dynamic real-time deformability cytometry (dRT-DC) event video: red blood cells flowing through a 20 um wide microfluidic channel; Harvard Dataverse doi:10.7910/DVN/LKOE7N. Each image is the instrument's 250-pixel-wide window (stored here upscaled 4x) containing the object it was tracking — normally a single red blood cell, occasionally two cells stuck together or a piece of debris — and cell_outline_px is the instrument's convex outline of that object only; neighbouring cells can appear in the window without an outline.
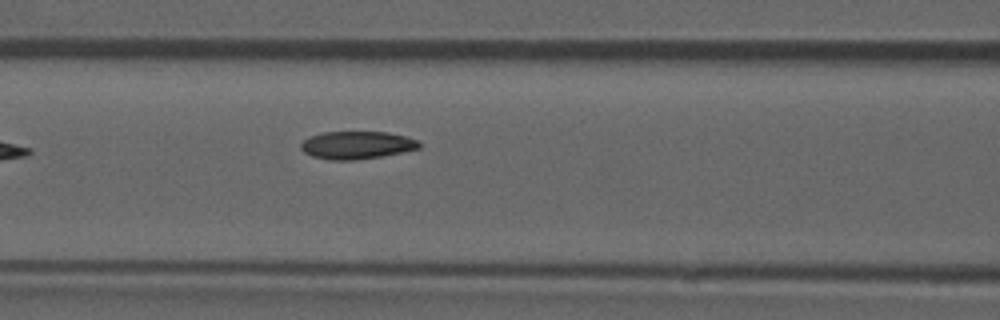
{"species": "common noctule bat (a hibernating species)", "species_latin": "Nyctalus noctula", "temperature_condition": "room temperature", "stored_images_in_passage": 5, "camera_frame_rate_fps": 3000, "um_per_image_px": 0.085, "animal": {"sex": "male", "forearm_length_mm": 52.5}, "frame": {"image": 1, "passage_image": 5, "time_ms": 1.333, "image_size_px": [1000, 320], "cell_outline_px": [[420, 148], [380, 156], [352, 160], [328, 160], [312, 156], [304, 152], [300, 148], [300, 144], [308, 136], [324, 132], [388, 132], [420, 140]], "centroid_in_image_um": [30.3, 12.33], "position_along_channel_um": 136.3, "area_um2": 19.07}}